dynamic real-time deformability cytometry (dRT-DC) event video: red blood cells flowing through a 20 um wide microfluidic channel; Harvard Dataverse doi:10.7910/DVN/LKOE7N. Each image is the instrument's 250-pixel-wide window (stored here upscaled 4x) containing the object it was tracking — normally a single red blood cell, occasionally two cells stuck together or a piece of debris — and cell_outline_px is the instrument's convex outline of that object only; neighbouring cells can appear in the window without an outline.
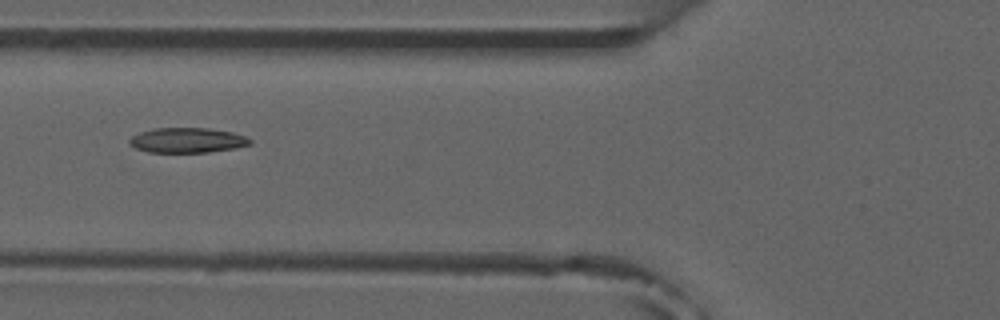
{"species": "common noctule bat (a hibernating species)", "species_latin": "Nyctalus noctula", "temperature_condition": "room temperature", "stored_images_in_passage": 6, "camera_frame_rate_fps": 3000, "um_per_image_px": 0.085, "animal": {"sex": "male", "forearm_length_mm": 52.5}, "frame": {"image": 1, "passage_image": 6, "time_ms": 6.0, "image_size_px": [1000, 320], "cell_outline_px": [[252, 144], [236, 148], [208, 152], [148, 152], [136, 148], [128, 144], [128, 140], [132, 136], [140, 132], [156, 128], [208, 128], [232, 132], [244, 136], [252, 140]], "centroid_in_image_um": [15.92, 11.92], "position_along_channel_um": 109.9, "area_um2": 17.57}}